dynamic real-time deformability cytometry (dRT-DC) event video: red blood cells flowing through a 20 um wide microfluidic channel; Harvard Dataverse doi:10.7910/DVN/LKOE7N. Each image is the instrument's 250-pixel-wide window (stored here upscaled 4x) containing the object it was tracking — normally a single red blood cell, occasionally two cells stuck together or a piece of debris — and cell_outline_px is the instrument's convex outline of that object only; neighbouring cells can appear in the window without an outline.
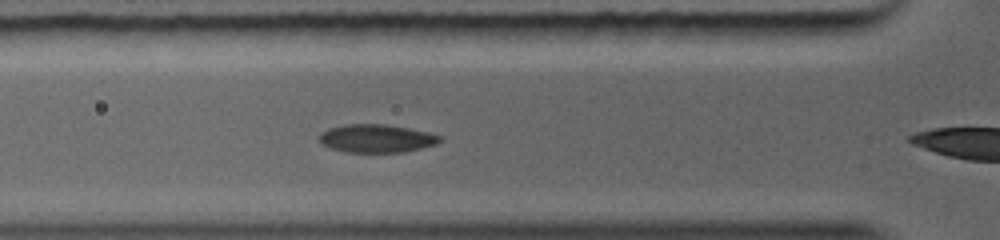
{"species": "common noctule bat (a hibernating species)", "species_latin": "Nyctalus noctula", "temperature_condition": "warm", "stored_images_in_passage": 14, "camera_frame_rate_fps": 5000, "um_per_image_px": 0.085, "animal": {"sex": "female", "body_mass_g": 19.0, "forearm_length_mm": 56.7}, "frame": {"image": 1, "passage_image": 2, "time_ms": 0.4, "image_size_px": [1000, 240], "cell_outline_px": [[440, 140], [436, 144], [404, 152], [344, 152], [328, 148], [320, 140], [320, 136], [324, 132], [332, 128], [352, 124], [372, 124], [400, 128], [440, 136]], "centroid_in_image_um": [31.94, 11.81], "position_along_channel_um": 93.9, "area_um2": 18.73}}
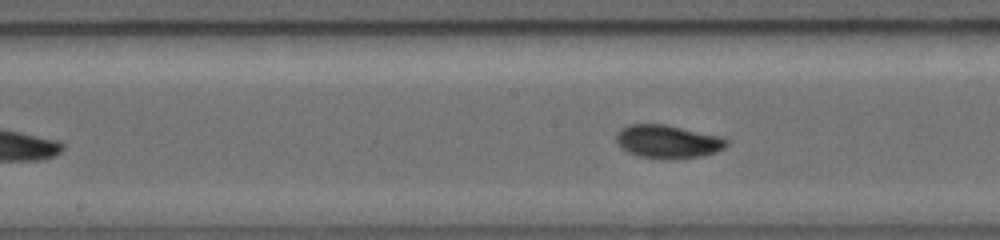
{"frame": {"image": 2, "passage_image": 9, "time_ms": 2.4, "image_size_px": [1000, 240], "cell_outline_px": [[728, 144], [724, 148], [716, 152], [704, 156], [668, 160], [664, 160], [636, 156], [628, 152], [620, 144], [620, 136], [628, 128], [644, 124], [648, 124], [672, 128], [708, 136], [724, 140]], "centroid_in_image_um": [56.79, 12.15], "position_along_channel_um": 191.4, "area_um2": 19.36}}
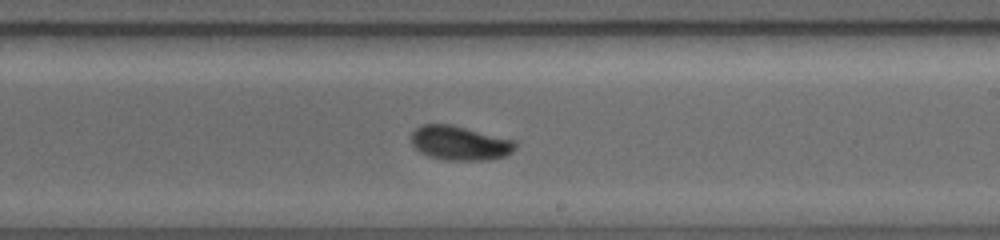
{"frame": {"image": 3, "passage_image": 13, "time_ms": 3.6, "image_size_px": [1000, 240], "cell_outline_px": [[516, 148], [512, 152], [496, 160], [440, 160], [428, 156], [420, 152], [416, 148], [412, 140], [412, 136], [420, 128], [456, 128], [508, 140], [516, 144]], "centroid_in_image_um": [39.14, 12.3], "position_along_channel_um": 249.9, "area_um2": 18.73}}